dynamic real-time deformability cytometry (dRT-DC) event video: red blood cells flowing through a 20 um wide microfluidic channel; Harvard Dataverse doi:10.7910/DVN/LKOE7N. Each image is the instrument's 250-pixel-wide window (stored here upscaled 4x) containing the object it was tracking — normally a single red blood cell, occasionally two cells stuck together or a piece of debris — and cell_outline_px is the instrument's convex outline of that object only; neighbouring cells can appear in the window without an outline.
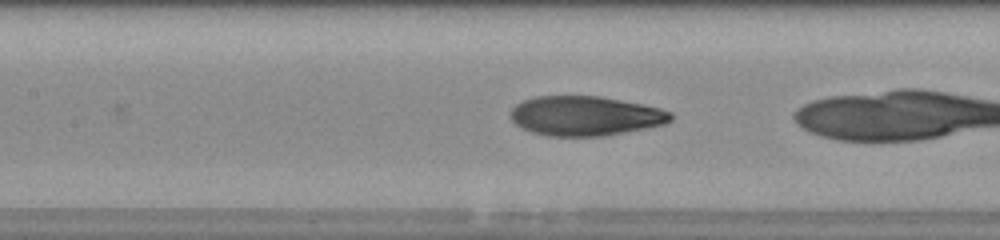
{"species": "human", "species_latin": "Homo sapiens", "temperature_condition": "room temperature", "stored_images_in_passage": 37, "camera_frame_rate_fps": 3000, "um_per_image_px": 0.085, "donor": {"sex": "male"}, "frame": {"image": 1, "passage_image": 21, "time_ms": 6.667, "image_size_px": [1000, 240], "cell_outline_px": [[672, 120], [664, 124], [604, 136], [548, 136], [532, 132], [520, 128], [508, 116], [512, 108], [516, 104], [524, 100], [536, 96], [600, 96], [660, 108], [672, 112]], "centroid_in_image_um": [49.71, 9.85], "position_along_channel_um": 157.7, "area_um2": 36.93}}
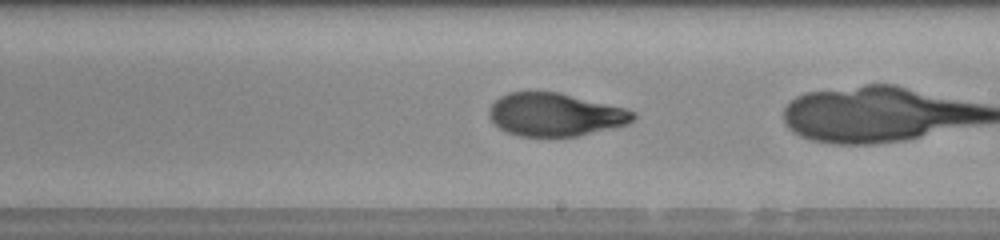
{"frame": {"image": 2, "passage_image": 27, "time_ms": 8.667, "image_size_px": [1000, 240], "cell_outline_px": [[636, 116], [628, 124], [576, 136], [520, 136], [508, 132], [500, 128], [488, 116], [488, 112], [492, 104], [500, 96], [508, 92], [560, 92], [624, 108], [632, 112]], "centroid_in_image_um": [47.16, 9.73], "position_along_channel_um": 241.8, "area_um2": 35.72}}